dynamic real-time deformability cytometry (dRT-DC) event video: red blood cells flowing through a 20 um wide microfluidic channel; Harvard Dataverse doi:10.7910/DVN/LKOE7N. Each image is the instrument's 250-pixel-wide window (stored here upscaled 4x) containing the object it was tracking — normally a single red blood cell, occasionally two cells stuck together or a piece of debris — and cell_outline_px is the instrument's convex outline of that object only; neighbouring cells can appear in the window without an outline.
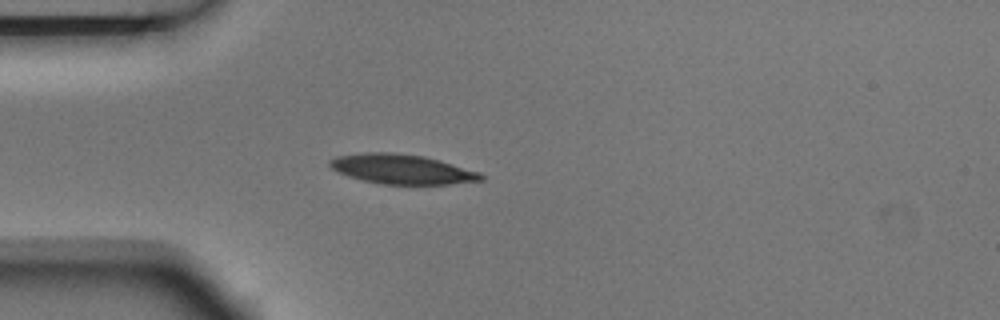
{"species": "Egyptian fruit bat (a non-hibernating species)", "species_latin": "Rousettus aegyptiacus", "temperature_condition": "room temperature", "stored_images_in_passage": 5, "camera_frame_rate_fps": 3000, "um_per_image_px": 0.085, "animal": {"sex": "male"}, "frame": {"image": 1, "passage_image": 4, "time_ms": 1.0, "image_size_px": [1000, 320], "cell_outline_px": [[484, 180], [448, 184], [380, 184], [348, 176], [336, 172], [328, 164], [328, 160], [336, 156], [364, 152], [396, 152], [424, 156], [480, 172], [484, 176]], "centroid_in_image_um": [34.12, 14.37], "position_along_channel_um": 50.9, "area_um2": 26.18}}